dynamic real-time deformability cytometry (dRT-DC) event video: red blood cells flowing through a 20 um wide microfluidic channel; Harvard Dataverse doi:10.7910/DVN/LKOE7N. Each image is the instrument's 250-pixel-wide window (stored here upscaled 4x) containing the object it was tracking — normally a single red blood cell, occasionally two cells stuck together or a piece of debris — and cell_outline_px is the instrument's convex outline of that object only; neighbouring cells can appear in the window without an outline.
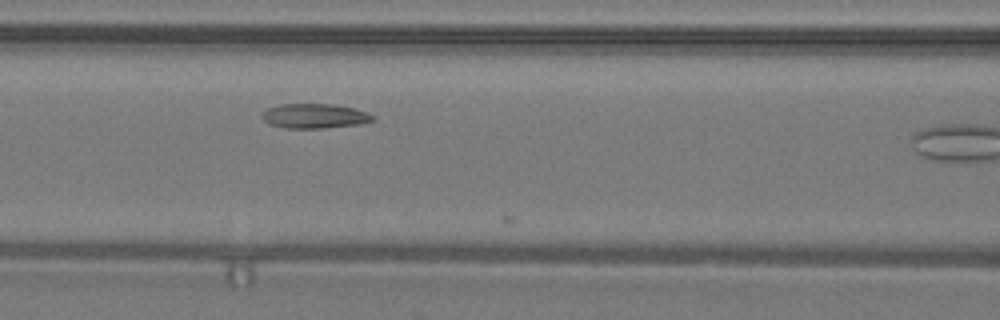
{"species": "common noctule bat (a hibernating species)", "species_latin": "Nyctalus noctula", "temperature_condition": "warm", "stored_images_in_passage": 7, "camera_frame_rate_fps": 3000, "um_per_image_px": 0.085, "animal": {"sex": "male", "body_mass_g": 19.2, "forearm_length_mm": 51.8}, "frame": {"image": 1, "passage_image": 6, "time_ms": 1.667, "image_size_px": [1000, 320], "cell_outline_px": [[376, 120], [364, 124], [324, 128], [284, 128], [268, 124], [260, 116], [268, 108], [280, 104], [332, 104], [352, 108], [376, 116]], "centroid_in_image_um": [26.75, 9.87], "position_along_channel_um": 139.8, "area_um2": 16.01}}